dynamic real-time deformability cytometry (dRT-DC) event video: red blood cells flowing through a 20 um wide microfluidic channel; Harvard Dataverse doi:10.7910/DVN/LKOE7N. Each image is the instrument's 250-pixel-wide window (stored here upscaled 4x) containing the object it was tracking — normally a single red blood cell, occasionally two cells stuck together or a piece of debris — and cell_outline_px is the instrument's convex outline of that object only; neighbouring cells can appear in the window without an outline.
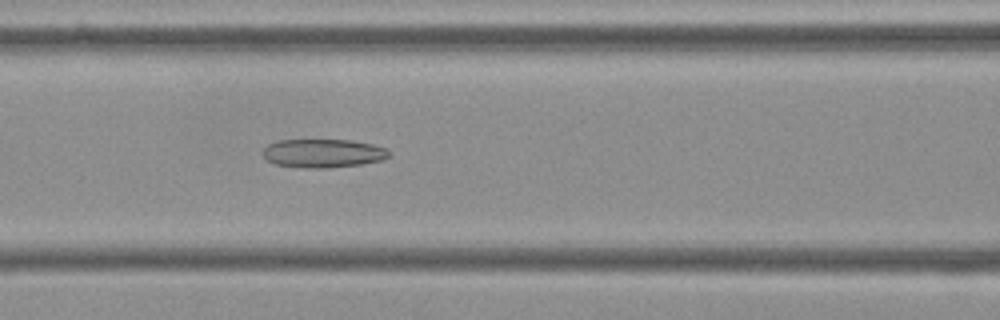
{"species": "Egyptian fruit bat (a non-hibernating species)", "species_latin": "Rousettus aegyptiacus", "temperature_condition": "cold", "stored_images_in_passage": 55, "camera_frame_rate_fps": 3000, "um_per_image_px": 0.085, "frame": {"image": 1, "passage_image": 23, "time_ms": 7.333, "image_size_px": [1000, 320], "cell_outline_px": [[388, 156], [384, 160], [360, 164], [328, 168], [304, 168], [276, 164], [268, 160], [264, 156], [264, 148], [268, 144], [276, 140], [352, 140], [372, 144], [384, 148], [388, 152]], "centroid_in_image_um": [27.45, 13.02], "position_along_channel_um": 139.2, "area_um2": 20.87}}
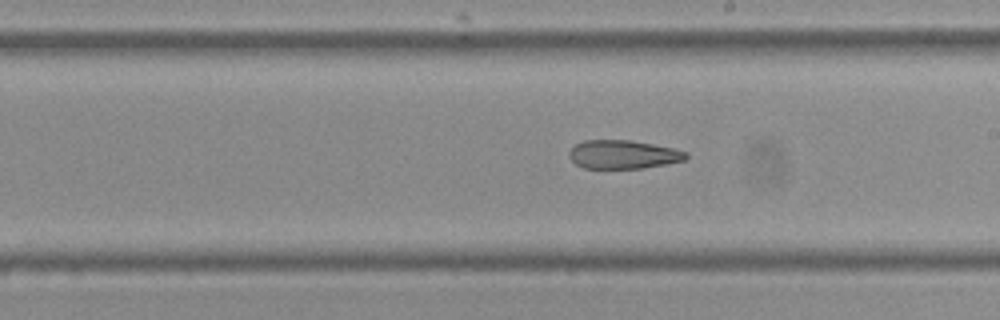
{"frame": {"image": 2, "passage_image": 31, "time_ms": 10.0, "image_size_px": [1000, 320], "cell_outline_px": [[688, 156], [684, 160], [644, 168], [584, 168], [576, 164], [568, 156], [568, 152], [576, 144], [584, 140], [632, 140], [672, 148], [688, 152]], "centroid_in_image_um": [52.95, 13.12], "position_along_channel_um": 236.1, "area_um2": 19.36}}
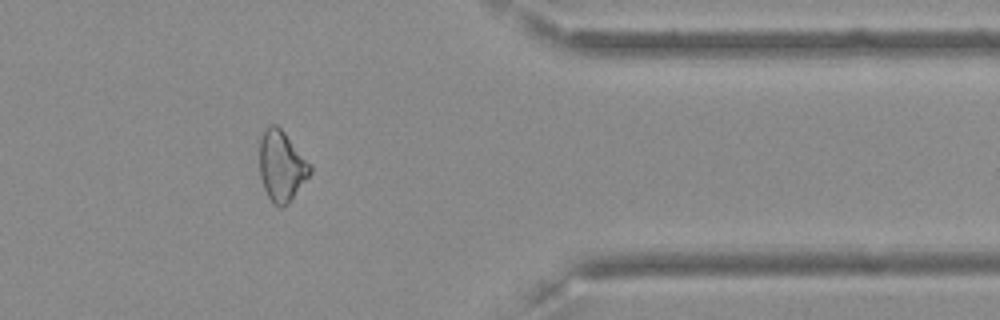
{"frame": {"image": 3, "passage_image": 45, "time_ms": 14.667, "image_size_px": [1000, 320], "cell_outline_px": [[312, 172], [288, 204], [284, 208], [280, 208], [272, 204], [264, 188], [260, 176], [256, 140], [264, 128], [268, 124], [276, 124], [284, 132], [312, 164]], "centroid_in_image_um": [23.88, 14.07], "position_along_channel_um": 387.5, "area_um2": 21.73}, "authors_computed_cell_mechanics": {"area_um2": 22.6576, "velocity_mm_per_s": 3.6336, "shape_relaxation_time_tau1_ms": null, "shape_relaxation_time_tau2_ms": 8.2428, "deformation_change_tau1": null, "deformation_change_tau2": 0.1968}}